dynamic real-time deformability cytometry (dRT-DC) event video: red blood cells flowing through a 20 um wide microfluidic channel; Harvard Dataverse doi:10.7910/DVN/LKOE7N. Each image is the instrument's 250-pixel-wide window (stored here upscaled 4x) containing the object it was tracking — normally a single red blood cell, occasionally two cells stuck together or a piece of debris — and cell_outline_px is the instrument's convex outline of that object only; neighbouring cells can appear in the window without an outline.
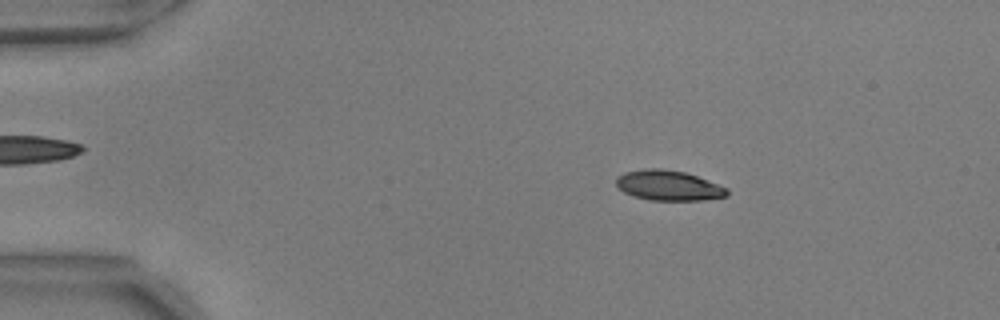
{"species": "common noctule bat (a hibernating species)", "species_latin": "Nyctalus noctula", "temperature_condition": "warm", "stored_images_in_passage": 54, "camera_frame_rate_fps": 3000, "um_per_image_px": 0.085, "animal": {"sex": "male", "body_mass_g": 17.9, "forearm_length_mm": 54.2}, "frame": {"image": 1, "passage_image": 9, "time_ms": 2.667, "image_size_px": [1000, 320], "cell_outline_px": [[728, 196], [704, 200], [648, 200], [624, 192], [616, 184], [616, 176], [624, 172], [648, 168], [660, 168], [684, 172], [696, 176], [728, 188]], "centroid_in_image_um": [56.82, 15.76], "position_along_channel_um": 28.2, "area_um2": 19.36}}
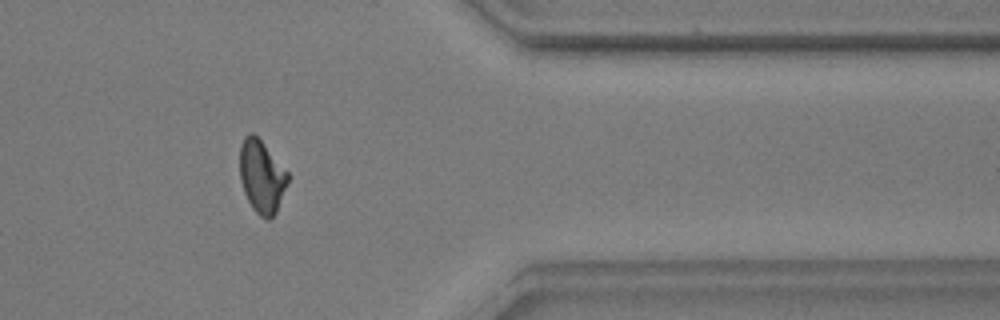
{"frame": {"image": 2, "passage_image": 45, "time_ms": 14.667, "image_size_px": [1000, 320], "cell_outline_px": [[288, 184], [276, 212], [268, 220], [260, 216], [252, 208], [244, 192], [240, 180], [240, 144], [244, 136], [248, 132], [252, 132], [260, 140], [288, 172]], "centroid_in_image_um": [22.23, 15.0], "position_along_channel_um": 389.2, "area_um2": 20.29}}
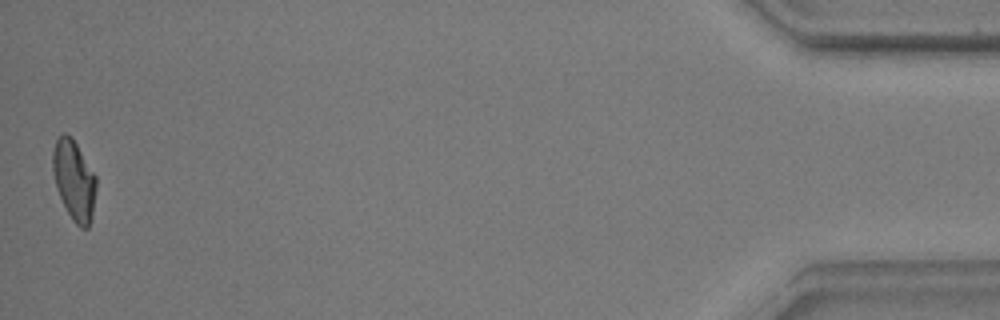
{"frame": {"image": 3, "passage_image": 54, "time_ms": 17.667, "image_size_px": [1000, 320], "cell_outline_px": [[96, 188], [92, 216], [88, 228], [80, 228], [72, 220], [56, 188], [52, 172], [52, 152], [56, 140], [64, 132], [72, 136], [96, 176]], "centroid_in_image_um": [6.29, 15.3], "position_along_channel_um": 428.9, "area_um2": 20.29}, "authors_computed_cell_mechanics": {"area_um2": 20.23, "velocity_mm_per_s": 3.69, "shape_relaxation_time_tau1_ms": 6.9982, "shape_relaxation_time_tau2_ms": 2.441, "deformation_change_tau1": 0.2014, "deformation_change_tau2": 0.0806}}